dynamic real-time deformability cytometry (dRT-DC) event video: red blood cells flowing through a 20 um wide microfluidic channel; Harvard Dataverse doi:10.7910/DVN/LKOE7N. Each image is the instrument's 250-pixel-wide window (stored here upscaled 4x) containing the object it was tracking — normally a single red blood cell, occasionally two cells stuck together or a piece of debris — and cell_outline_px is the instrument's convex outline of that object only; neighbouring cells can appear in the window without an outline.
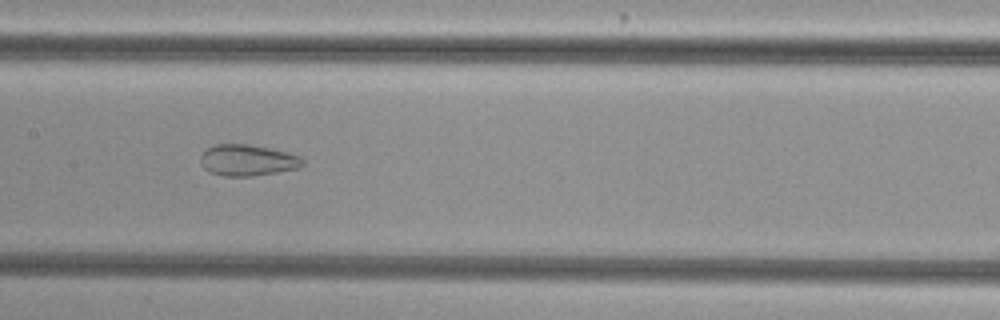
{"species": "common noctule bat (a hibernating species)", "species_latin": "Nyctalus noctula", "temperature_condition": "cold", "stored_images_in_passage": 42, "camera_frame_rate_fps": 3000, "um_per_image_px": 0.085, "animal": {"sex": "female", "body_mass_g": 29.2, "forearm_length_mm": 56.3}, "frame": {"image": 1, "passage_image": 16, "time_ms": 5.0, "image_size_px": [1000, 320], "cell_outline_px": [[304, 164], [300, 168], [252, 176], [224, 176], [208, 172], [200, 164], [200, 156], [208, 148], [216, 144], [248, 144], [288, 152], [300, 156], [304, 160]], "centroid_in_image_um": [21.04, 13.62], "position_along_channel_um": 186.4, "area_um2": 18.67}}
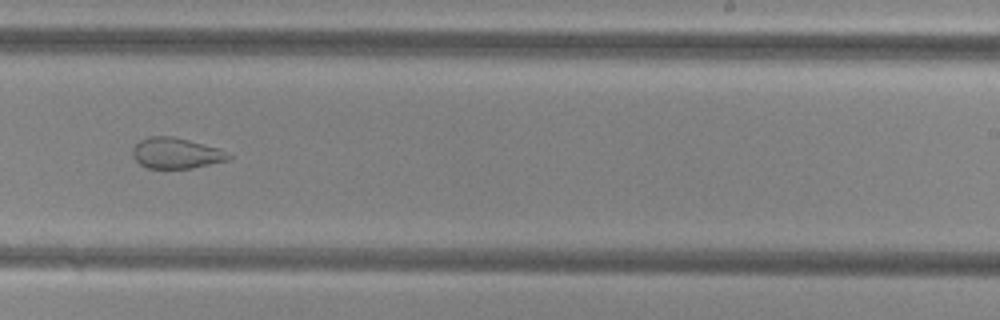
{"frame": {"image": 2, "passage_image": 23, "time_ms": 7.333, "image_size_px": [1000, 320], "cell_outline_px": [[232, 156], [228, 160], [192, 168], [148, 168], [140, 164], [132, 156], [132, 148], [140, 140], [148, 136], [172, 136], [220, 148], [228, 152]], "centroid_in_image_um": [14.97, 13.01], "position_along_channel_um": 274.0, "area_um2": 17.22}}
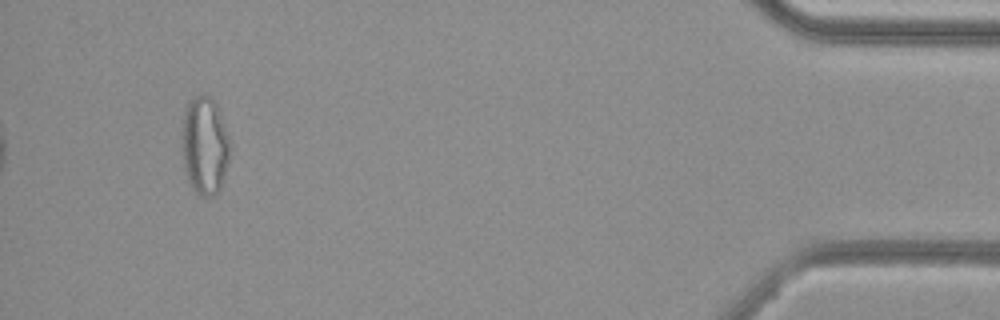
{"frame": {"image": 3, "passage_image": 40, "time_ms": 13.0, "image_size_px": [1000, 320], "cell_outline_px": [[232, 144], [228, 164], [220, 188], [216, 196], [200, 196], [196, 192], [188, 180], [184, 168], [180, 140], [180, 136], [184, 112], [192, 96], [208, 96], [216, 104]], "centroid_in_image_um": [17.39, 12.4], "position_along_channel_um": 417.8, "area_um2": 27.86}, "authors_computed_cell_mechanics": {"area_um2": 22.253, "velocity_mm_per_s": 3.7699, "shape_relaxation_time_tau1_ms": null, "shape_relaxation_time_tau2_ms": 1.4791, "deformation_change_tau1": null, "deformation_change_tau2": 0.0816}}